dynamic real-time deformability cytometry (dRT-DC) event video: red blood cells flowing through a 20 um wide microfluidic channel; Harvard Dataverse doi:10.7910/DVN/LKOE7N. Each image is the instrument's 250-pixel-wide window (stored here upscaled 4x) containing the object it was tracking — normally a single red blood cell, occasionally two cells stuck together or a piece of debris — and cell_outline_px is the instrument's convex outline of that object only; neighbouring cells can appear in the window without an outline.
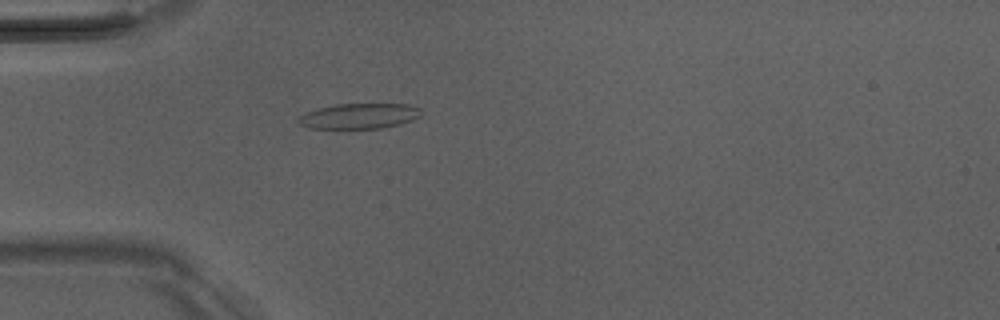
{"species": "Egyptian fruit bat (a non-hibernating species)", "species_latin": "Rousettus aegyptiacus", "temperature_condition": "room temperature", "stored_images_in_passage": 25, "camera_frame_rate_fps": 3000, "um_per_image_px": 0.085, "animal": {"sex": "male"}, "frame": {"image": 1, "passage_image": 5, "time_ms": 1.333, "image_size_px": [1000, 320], "cell_outline_px": [[424, 112], [420, 116], [412, 120], [400, 124], [380, 128], [308, 128], [300, 124], [296, 120], [304, 112], [316, 108], [336, 104], [408, 104], [420, 108]], "centroid_in_image_um": [30.53, 9.85], "position_along_channel_um": 54.5, "area_um2": 18.26}}